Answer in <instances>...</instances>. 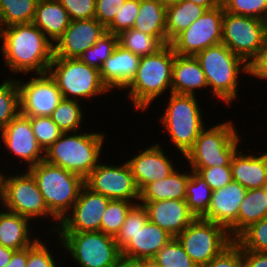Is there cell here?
<instances>
[{"label": "cell", "instance_id": "cell-1", "mask_svg": "<svg viewBox=\"0 0 267 267\" xmlns=\"http://www.w3.org/2000/svg\"><path fill=\"white\" fill-rule=\"evenodd\" d=\"M0 43L3 67L10 71L11 78L48 72L53 59V43L33 23L1 28Z\"/></svg>", "mask_w": 267, "mask_h": 267}, {"label": "cell", "instance_id": "cell-2", "mask_svg": "<svg viewBox=\"0 0 267 267\" xmlns=\"http://www.w3.org/2000/svg\"><path fill=\"white\" fill-rule=\"evenodd\" d=\"M175 52L171 44L164 45L156 53L140 59L136 76L123 90V95L131 102L135 112H148L163 95L172 92V65ZM125 92V93H124Z\"/></svg>", "mask_w": 267, "mask_h": 267}, {"label": "cell", "instance_id": "cell-3", "mask_svg": "<svg viewBox=\"0 0 267 267\" xmlns=\"http://www.w3.org/2000/svg\"><path fill=\"white\" fill-rule=\"evenodd\" d=\"M195 57L206 77L207 95L213 96L209 100L216 98L215 102L220 101L228 108L233 101L237 102L242 92L239 90L241 79L249 73L248 64L222 43L202 50Z\"/></svg>", "mask_w": 267, "mask_h": 267}, {"label": "cell", "instance_id": "cell-4", "mask_svg": "<svg viewBox=\"0 0 267 267\" xmlns=\"http://www.w3.org/2000/svg\"><path fill=\"white\" fill-rule=\"evenodd\" d=\"M92 131L62 133L44 152V160L85 179L101 160H105L100 156L105 153L103 148L108 135Z\"/></svg>", "mask_w": 267, "mask_h": 267}, {"label": "cell", "instance_id": "cell-5", "mask_svg": "<svg viewBox=\"0 0 267 267\" xmlns=\"http://www.w3.org/2000/svg\"><path fill=\"white\" fill-rule=\"evenodd\" d=\"M169 97V98H168ZM167 102L157 119L164 134L169 135L167 138L172 146H174L178 155L184 160V156L194 146L201 130L207 125L203 119L204 112L201 107L198 96L177 94L171 92L165 97ZM168 98V99H167ZM203 114V115H202ZM206 123V124H205Z\"/></svg>", "mask_w": 267, "mask_h": 267}, {"label": "cell", "instance_id": "cell-6", "mask_svg": "<svg viewBox=\"0 0 267 267\" xmlns=\"http://www.w3.org/2000/svg\"><path fill=\"white\" fill-rule=\"evenodd\" d=\"M8 164L10 163H7L6 168L11 170V173L7 169L4 172L2 207L10 212L29 218L34 224L37 223L36 226L42 224L38 227L44 226L43 228L47 229L48 226L46 227L43 223L51 225L49 227L50 230L49 228L47 229L49 233L47 231L44 232L50 238L51 235L49 234L57 231L60 221L49 211L32 174L23 168L19 170L20 172L18 169H13V172ZM38 220L43 222L40 223ZM46 220L49 222L46 223Z\"/></svg>", "mask_w": 267, "mask_h": 267}, {"label": "cell", "instance_id": "cell-7", "mask_svg": "<svg viewBox=\"0 0 267 267\" xmlns=\"http://www.w3.org/2000/svg\"><path fill=\"white\" fill-rule=\"evenodd\" d=\"M233 119L223 120L215 125H206L196 139L194 146L184 156L190 169L230 166L233 155L241 147L243 133ZM210 126V127H209ZM243 139V140H242ZM189 164V165H188Z\"/></svg>", "mask_w": 267, "mask_h": 267}, {"label": "cell", "instance_id": "cell-8", "mask_svg": "<svg viewBox=\"0 0 267 267\" xmlns=\"http://www.w3.org/2000/svg\"><path fill=\"white\" fill-rule=\"evenodd\" d=\"M48 72L56 81L64 99L83 103L90 100V103L99 96L100 100L102 96L112 93L102 82L100 71L79 58L53 57Z\"/></svg>", "mask_w": 267, "mask_h": 267}, {"label": "cell", "instance_id": "cell-9", "mask_svg": "<svg viewBox=\"0 0 267 267\" xmlns=\"http://www.w3.org/2000/svg\"><path fill=\"white\" fill-rule=\"evenodd\" d=\"M27 170L36 180L49 211L61 221L77 201L84 179L45 160Z\"/></svg>", "mask_w": 267, "mask_h": 267}, {"label": "cell", "instance_id": "cell-10", "mask_svg": "<svg viewBox=\"0 0 267 267\" xmlns=\"http://www.w3.org/2000/svg\"><path fill=\"white\" fill-rule=\"evenodd\" d=\"M54 234L61 239L65 259L70 257L78 267H113L121 257L114 236L101 231Z\"/></svg>", "mask_w": 267, "mask_h": 267}, {"label": "cell", "instance_id": "cell-11", "mask_svg": "<svg viewBox=\"0 0 267 267\" xmlns=\"http://www.w3.org/2000/svg\"><path fill=\"white\" fill-rule=\"evenodd\" d=\"M267 21L224 10L222 44L249 64L265 47Z\"/></svg>", "mask_w": 267, "mask_h": 267}, {"label": "cell", "instance_id": "cell-12", "mask_svg": "<svg viewBox=\"0 0 267 267\" xmlns=\"http://www.w3.org/2000/svg\"><path fill=\"white\" fill-rule=\"evenodd\" d=\"M176 238L198 267L207 265L234 241L226 228L202 218H195Z\"/></svg>", "mask_w": 267, "mask_h": 267}, {"label": "cell", "instance_id": "cell-13", "mask_svg": "<svg viewBox=\"0 0 267 267\" xmlns=\"http://www.w3.org/2000/svg\"><path fill=\"white\" fill-rule=\"evenodd\" d=\"M108 161L101 160L84 179V184L110 200L139 202L140 191L126 160L118 161L119 165L114 163L115 160L112 163Z\"/></svg>", "mask_w": 267, "mask_h": 267}, {"label": "cell", "instance_id": "cell-14", "mask_svg": "<svg viewBox=\"0 0 267 267\" xmlns=\"http://www.w3.org/2000/svg\"><path fill=\"white\" fill-rule=\"evenodd\" d=\"M0 143H3L0 144V149H2V145L4 149L1 152H7L5 156L10 155L7 156V158H10L8 162H15L14 165L12 163L11 167H14L19 162L21 167L17 166L14 169L18 168L19 170V168L23 167L27 170L44 160V151L37 143L29 116L20 112L0 132Z\"/></svg>", "mask_w": 267, "mask_h": 267}, {"label": "cell", "instance_id": "cell-15", "mask_svg": "<svg viewBox=\"0 0 267 267\" xmlns=\"http://www.w3.org/2000/svg\"><path fill=\"white\" fill-rule=\"evenodd\" d=\"M28 76L26 81L20 76V79L18 77L16 79L19 88L20 113L29 117H50L64 99L56 81L49 72L28 74Z\"/></svg>", "mask_w": 267, "mask_h": 267}, {"label": "cell", "instance_id": "cell-16", "mask_svg": "<svg viewBox=\"0 0 267 267\" xmlns=\"http://www.w3.org/2000/svg\"><path fill=\"white\" fill-rule=\"evenodd\" d=\"M224 7L207 10L171 42L175 54L196 56L202 50L222 42Z\"/></svg>", "mask_w": 267, "mask_h": 267}, {"label": "cell", "instance_id": "cell-17", "mask_svg": "<svg viewBox=\"0 0 267 267\" xmlns=\"http://www.w3.org/2000/svg\"><path fill=\"white\" fill-rule=\"evenodd\" d=\"M146 146L148 147L142 148L140 152L133 151L135 155L129 153L132 157L128 159L127 156L126 158V162L131 169L134 181L140 192L149 183L168 177L178 168L177 161L174 163V158H170V155H167L169 152L166 153L167 150L164 144L156 141Z\"/></svg>", "mask_w": 267, "mask_h": 267}, {"label": "cell", "instance_id": "cell-18", "mask_svg": "<svg viewBox=\"0 0 267 267\" xmlns=\"http://www.w3.org/2000/svg\"><path fill=\"white\" fill-rule=\"evenodd\" d=\"M110 199L85 184L71 210L62 218L56 232L100 231L101 220Z\"/></svg>", "mask_w": 267, "mask_h": 267}, {"label": "cell", "instance_id": "cell-19", "mask_svg": "<svg viewBox=\"0 0 267 267\" xmlns=\"http://www.w3.org/2000/svg\"><path fill=\"white\" fill-rule=\"evenodd\" d=\"M106 32V27L95 18L72 20L53 44V57L79 58Z\"/></svg>", "mask_w": 267, "mask_h": 267}, {"label": "cell", "instance_id": "cell-20", "mask_svg": "<svg viewBox=\"0 0 267 267\" xmlns=\"http://www.w3.org/2000/svg\"><path fill=\"white\" fill-rule=\"evenodd\" d=\"M246 192L247 189L235 181L213 191L210 206L202 219L223 226L235 239L238 236L239 208Z\"/></svg>", "mask_w": 267, "mask_h": 267}, {"label": "cell", "instance_id": "cell-21", "mask_svg": "<svg viewBox=\"0 0 267 267\" xmlns=\"http://www.w3.org/2000/svg\"><path fill=\"white\" fill-rule=\"evenodd\" d=\"M141 57L117 45L100 68L102 82L115 94L131 83L137 73ZM114 90V91H113ZM116 90V92H115Z\"/></svg>", "mask_w": 267, "mask_h": 267}, {"label": "cell", "instance_id": "cell-22", "mask_svg": "<svg viewBox=\"0 0 267 267\" xmlns=\"http://www.w3.org/2000/svg\"><path fill=\"white\" fill-rule=\"evenodd\" d=\"M148 219L177 237L196 217L190 212L185 200H160L145 202Z\"/></svg>", "mask_w": 267, "mask_h": 267}, {"label": "cell", "instance_id": "cell-23", "mask_svg": "<svg viewBox=\"0 0 267 267\" xmlns=\"http://www.w3.org/2000/svg\"><path fill=\"white\" fill-rule=\"evenodd\" d=\"M242 149L236 151L230 163L233 181L247 190L263 188L267 183V151L260 150L257 154Z\"/></svg>", "mask_w": 267, "mask_h": 267}, {"label": "cell", "instance_id": "cell-24", "mask_svg": "<svg viewBox=\"0 0 267 267\" xmlns=\"http://www.w3.org/2000/svg\"><path fill=\"white\" fill-rule=\"evenodd\" d=\"M36 228L43 229L35 226L27 217L0 208V244L4 247L14 251L28 248L42 235V231ZM39 233L40 236H37Z\"/></svg>", "mask_w": 267, "mask_h": 267}, {"label": "cell", "instance_id": "cell-25", "mask_svg": "<svg viewBox=\"0 0 267 267\" xmlns=\"http://www.w3.org/2000/svg\"><path fill=\"white\" fill-rule=\"evenodd\" d=\"M208 91V84L200 62L195 56L175 54L172 65V92L195 95Z\"/></svg>", "mask_w": 267, "mask_h": 267}, {"label": "cell", "instance_id": "cell-26", "mask_svg": "<svg viewBox=\"0 0 267 267\" xmlns=\"http://www.w3.org/2000/svg\"><path fill=\"white\" fill-rule=\"evenodd\" d=\"M173 237L151 221L138 230L121 250V256L130 259H152Z\"/></svg>", "mask_w": 267, "mask_h": 267}, {"label": "cell", "instance_id": "cell-27", "mask_svg": "<svg viewBox=\"0 0 267 267\" xmlns=\"http://www.w3.org/2000/svg\"><path fill=\"white\" fill-rule=\"evenodd\" d=\"M177 168L172 174L164 179L149 183L141 192L139 203L156 202L160 200H185L186 183L191 175V169Z\"/></svg>", "mask_w": 267, "mask_h": 267}, {"label": "cell", "instance_id": "cell-28", "mask_svg": "<svg viewBox=\"0 0 267 267\" xmlns=\"http://www.w3.org/2000/svg\"><path fill=\"white\" fill-rule=\"evenodd\" d=\"M70 21L68 12L58 0H39L32 23L54 44Z\"/></svg>", "mask_w": 267, "mask_h": 267}, {"label": "cell", "instance_id": "cell-29", "mask_svg": "<svg viewBox=\"0 0 267 267\" xmlns=\"http://www.w3.org/2000/svg\"><path fill=\"white\" fill-rule=\"evenodd\" d=\"M132 28L155 36L166 45V6L157 0H140L138 15Z\"/></svg>", "mask_w": 267, "mask_h": 267}, {"label": "cell", "instance_id": "cell-30", "mask_svg": "<svg viewBox=\"0 0 267 267\" xmlns=\"http://www.w3.org/2000/svg\"><path fill=\"white\" fill-rule=\"evenodd\" d=\"M208 9L188 0L166 7V34L169 44L179 33L187 29Z\"/></svg>", "mask_w": 267, "mask_h": 267}, {"label": "cell", "instance_id": "cell-31", "mask_svg": "<svg viewBox=\"0 0 267 267\" xmlns=\"http://www.w3.org/2000/svg\"><path fill=\"white\" fill-rule=\"evenodd\" d=\"M267 217V195L264 188L247 190L238 214V235L249 225Z\"/></svg>", "mask_w": 267, "mask_h": 267}, {"label": "cell", "instance_id": "cell-32", "mask_svg": "<svg viewBox=\"0 0 267 267\" xmlns=\"http://www.w3.org/2000/svg\"><path fill=\"white\" fill-rule=\"evenodd\" d=\"M77 100L63 99L56 109L51 114L50 118L59 127L62 133L77 132L84 130L83 125L85 123V107ZM84 108V109H83ZM84 110V111H83Z\"/></svg>", "mask_w": 267, "mask_h": 267}, {"label": "cell", "instance_id": "cell-33", "mask_svg": "<svg viewBox=\"0 0 267 267\" xmlns=\"http://www.w3.org/2000/svg\"><path fill=\"white\" fill-rule=\"evenodd\" d=\"M213 190L196 172L191 170L186 183V204L196 218H202L210 206Z\"/></svg>", "mask_w": 267, "mask_h": 267}, {"label": "cell", "instance_id": "cell-34", "mask_svg": "<svg viewBox=\"0 0 267 267\" xmlns=\"http://www.w3.org/2000/svg\"><path fill=\"white\" fill-rule=\"evenodd\" d=\"M39 0H0V29L33 22Z\"/></svg>", "mask_w": 267, "mask_h": 267}, {"label": "cell", "instance_id": "cell-35", "mask_svg": "<svg viewBox=\"0 0 267 267\" xmlns=\"http://www.w3.org/2000/svg\"><path fill=\"white\" fill-rule=\"evenodd\" d=\"M117 37L119 46L139 57L154 54L164 46L157 37L133 28L122 31Z\"/></svg>", "mask_w": 267, "mask_h": 267}, {"label": "cell", "instance_id": "cell-36", "mask_svg": "<svg viewBox=\"0 0 267 267\" xmlns=\"http://www.w3.org/2000/svg\"><path fill=\"white\" fill-rule=\"evenodd\" d=\"M44 238L42 239V237H40L33 245L28 247V262H27L26 267H66V265L61 266V264H63L62 261H63V258H64L63 256L65 253H62L63 254L62 258H59L60 260L56 258L57 256L59 257L61 256V255H58L59 252L61 253V251H58V250L60 249L63 250L61 239L59 237H56L55 241H53V239L52 241H50L49 239L46 240L45 235H44ZM50 242L51 243L54 242L55 244L53 243L52 245L51 244L49 245ZM54 245L60 246V247L58 246L56 247L58 249L57 252H55V249L53 248ZM51 246L53 249L51 248ZM54 255H57V256H54Z\"/></svg>", "mask_w": 267, "mask_h": 267}, {"label": "cell", "instance_id": "cell-37", "mask_svg": "<svg viewBox=\"0 0 267 267\" xmlns=\"http://www.w3.org/2000/svg\"><path fill=\"white\" fill-rule=\"evenodd\" d=\"M1 79L2 80L0 83V132L20 112L19 88L16 78L7 77L4 75V77Z\"/></svg>", "mask_w": 267, "mask_h": 267}, {"label": "cell", "instance_id": "cell-38", "mask_svg": "<svg viewBox=\"0 0 267 267\" xmlns=\"http://www.w3.org/2000/svg\"><path fill=\"white\" fill-rule=\"evenodd\" d=\"M136 203L139 202L110 200L102 216L100 231L115 237L120 231L128 211Z\"/></svg>", "mask_w": 267, "mask_h": 267}, {"label": "cell", "instance_id": "cell-39", "mask_svg": "<svg viewBox=\"0 0 267 267\" xmlns=\"http://www.w3.org/2000/svg\"><path fill=\"white\" fill-rule=\"evenodd\" d=\"M148 220L145 207L140 203L134 204L128 211L120 231L114 237L118 248L122 250L132 239V236L142 229Z\"/></svg>", "mask_w": 267, "mask_h": 267}, {"label": "cell", "instance_id": "cell-40", "mask_svg": "<svg viewBox=\"0 0 267 267\" xmlns=\"http://www.w3.org/2000/svg\"><path fill=\"white\" fill-rule=\"evenodd\" d=\"M117 45V35L106 32L99 40H97L95 45L88 48L79 59L90 67L100 70L102 64L113 53Z\"/></svg>", "mask_w": 267, "mask_h": 267}, {"label": "cell", "instance_id": "cell-41", "mask_svg": "<svg viewBox=\"0 0 267 267\" xmlns=\"http://www.w3.org/2000/svg\"><path fill=\"white\" fill-rule=\"evenodd\" d=\"M234 241L242 250L267 252V217L249 225Z\"/></svg>", "mask_w": 267, "mask_h": 267}, {"label": "cell", "instance_id": "cell-42", "mask_svg": "<svg viewBox=\"0 0 267 267\" xmlns=\"http://www.w3.org/2000/svg\"><path fill=\"white\" fill-rule=\"evenodd\" d=\"M160 267H198L176 237H173L152 258Z\"/></svg>", "mask_w": 267, "mask_h": 267}, {"label": "cell", "instance_id": "cell-43", "mask_svg": "<svg viewBox=\"0 0 267 267\" xmlns=\"http://www.w3.org/2000/svg\"><path fill=\"white\" fill-rule=\"evenodd\" d=\"M38 145L45 152L62 134L50 117H29Z\"/></svg>", "mask_w": 267, "mask_h": 267}, {"label": "cell", "instance_id": "cell-44", "mask_svg": "<svg viewBox=\"0 0 267 267\" xmlns=\"http://www.w3.org/2000/svg\"><path fill=\"white\" fill-rule=\"evenodd\" d=\"M226 12L267 21V0H223Z\"/></svg>", "mask_w": 267, "mask_h": 267}, {"label": "cell", "instance_id": "cell-45", "mask_svg": "<svg viewBox=\"0 0 267 267\" xmlns=\"http://www.w3.org/2000/svg\"><path fill=\"white\" fill-rule=\"evenodd\" d=\"M140 7V0H126L106 31L118 35L124 30L131 29L135 23Z\"/></svg>", "mask_w": 267, "mask_h": 267}, {"label": "cell", "instance_id": "cell-46", "mask_svg": "<svg viewBox=\"0 0 267 267\" xmlns=\"http://www.w3.org/2000/svg\"><path fill=\"white\" fill-rule=\"evenodd\" d=\"M191 170L202 177L213 191L218 190L233 181L231 166H219Z\"/></svg>", "mask_w": 267, "mask_h": 267}, {"label": "cell", "instance_id": "cell-47", "mask_svg": "<svg viewBox=\"0 0 267 267\" xmlns=\"http://www.w3.org/2000/svg\"><path fill=\"white\" fill-rule=\"evenodd\" d=\"M68 12L70 20L92 19L95 16L96 0H58Z\"/></svg>", "mask_w": 267, "mask_h": 267}, {"label": "cell", "instance_id": "cell-48", "mask_svg": "<svg viewBox=\"0 0 267 267\" xmlns=\"http://www.w3.org/2000/svg\"><path fill=\"white\" fill-rule=\"evenodd\" d=\"M203 267H243L242 249L233 241Z\"/></svg>", "mask_w": 267, "mask_h": 267}, {"label": "cell", "instance_id": "cell-49", "mask_svg": "<svg viewBox=\"0 0 267 267\" xmlns=\"http://www.w3.org/2000/svg\"><path fill=\"white\" fill-rule=\"evenodd\" d=\"M125 2L126 0H96L94 18L107 27Z\"/></svg>", "mask_w": 267, "mask_h": 267}, {"label": "cell", "instance_id": "cell-50", "mask_svg": "<svg viewBox=\"0 0 267 267\" xmlns=\"http://www.w3.org/2000/svg\"><path fill=\"white\" fill-rule=\"evenodd\" d=\"M248 69V76L267 82V41L261 52L248 64Z\"/></svg>", "mask_w": 267, "mask_h": 267}, {"label": "cell", "instance_id": "cell-51", "mask_svg": "<svg viewBox=\"0 0 267 267\" xmlns=\"http://www.w3.org/2000/svg\"><path fill=\"white\" fill-rule=\"evenodd\" d=\"M243 267H267V252L242 250Z\"/></svg>", "mask_w": 267, "mask_h": 267}, {"label": "cell", "instance_id": "cell-52", "mask_svg": "<svg viewBox=\"0 0 267 267\" xmlns=\"http://www.w3.org/2000/svg\"><path fill=\"white\" fill-rule=\"evenodd\" d=\"M28 262V248L17 250L5 267H26Z\"/></svg>", "mask_w": 267, "mask_h": 267}, {"label": "cell", "instance_id": "cell-53", "mask_svg": "<svg viewBox=\"0 0 267 267\" xmlns=\"http://www.w3.org/2000/svg\"><path fill=\"white\" fill-rule=\"evenodd\" d=\"M15 251L0 244V267H5Z\"/></svg>", "mask_w": 267, "mask_h": 267}, {"label": "cell", "instance_id": "cell-54", "mask_svg": "<svg viewBox=\"0 0 267 267\" xmlns=\"http://www.w3.org/2000/svg\"><path fill=\"white\" fill-rule=\"evenodd\" d=\"M113 267H140V260L121 256Z\"/></svg>", "mask_w": 267, "mask_h": 267}, {"label": "cell", "instance_id": "cell-55", "mask_svg": "<svg viewBox=\"0 0 267 267\" xmlns=\"http://www.w3.org/2000/svg\"><path fill=\"white\" fill-rule=\"evenodd\" d=\"M195 4H198L202 7L207 8L208 10L216 8L220 5H223V0H188Z\"/></svg>", "mask_w": 267, "mask_h": 267}, {"label": "cell", "instance_id": "cell-56", "mask_svg": "<svg viewBox=\"0 0 267 267\" xmlns=\"http://www.w3.org/2000/svg\"><path fill=\"white\" fill-rule=\"evenodd\" d=\"M140 267H160L153 259H140Z\"/></svg>", "mask_w": 267, "mask_h": 267}, {"label": "cell", "instance_id": "cell-57", "mask_svg": "<svg viewBox=\"0 0 267 267\" xmlns=\"http://www.w3.org/2000/svg\"><path fill=\"white\" fill-rule=\"evenodd\" d=\"M5 170L6 168L3 170L0 168V208L3 206V178Z\"/></svg>", "mask_w": 267, "mask_h": 267}, {"label": "cell", "instance_id": "cell-58", "mask_svg": "<svg viewBox=\"0 0 267 267\" xmlns=\"http://www.w3.org/2000/svg\"><path fill=\"white\" fill-rule=\"evenodd\" d=\"M159 1L160 3H162L164 6H169V5H172V4H176V3H179L181 2L182 0H157Z\"/></svg>", "mask_w": 267, "mask_h": 267}, {"label": "cell", "instance_id": "cell-59", "mask_svg": "<svg viewBox=\"0 0 267 267\" xmlns=\"http://www.w3.org/2000/svg\"><path fill=\"white\" fill-rule=\"evenodd\" d=\"M263 188H264L266 195H267V183L265 184V186Z\"/></svg>", "mask_w": 267, "mask_h": 267}]
</instances>
